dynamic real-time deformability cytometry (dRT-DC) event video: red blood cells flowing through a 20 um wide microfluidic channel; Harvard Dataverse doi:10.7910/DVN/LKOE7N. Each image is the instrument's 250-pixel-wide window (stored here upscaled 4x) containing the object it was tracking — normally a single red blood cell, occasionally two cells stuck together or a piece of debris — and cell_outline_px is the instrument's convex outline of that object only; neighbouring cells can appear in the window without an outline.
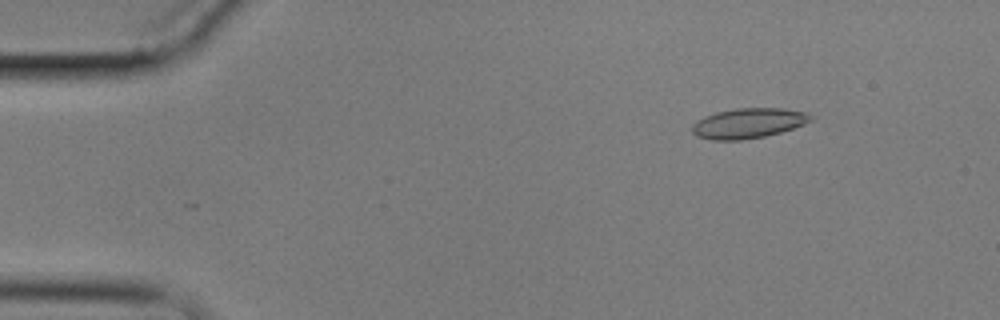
{"species": "common noctule bat (a hibernating species)", "species_latin": "Nyctalus noctula", "temperature_condition": "cold", "stored_images_in_passage": 4, "camera_frame_rate_fps": 3000, "um_per_image_px": 0.085, "animal": {"sex": "male", "body_mass_g": 17.9}, "frame": {"image": 1, "passage_image": 1, "time_ms": 0.0, "image_size_px": [1000, 320], "cell_outline_px": [[812, 120], [804, 124], [780, 132], [764, 136], [740, 140], [712, 140], [696, 136], [692, 132], [692, 124], [696, 120], [704, 116], [716, 112], [736, 108], [780, 108], [808, 112], [812, 116]], "centroid_in_image_um": [63.58, 10.47], "position_along_channel_um": 21.4, "area_um2": 20.81}}
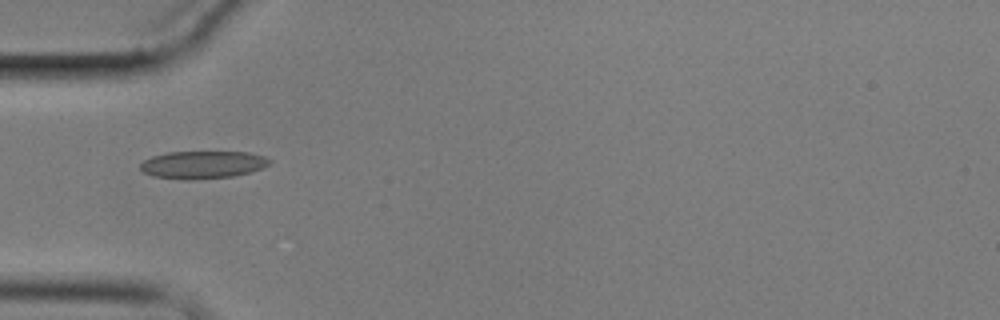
{"frame": {"image": 2, "passage_image": 4, "time_ms": 3.667, "image_size_px": [1000, 320], "cell_outline_px": [[272, 160], [264, 168], [252, 172], [232, 176], [188, 180], [184, 180], [152, 176], [144, 172], [140, 168], [140, 164], [144, 160], [152, 156], [168, 152], [248, 152], [264, 156]], "centroid_in_image_um": [17.24, 14.0], "position_along_channel_um": 67.8, "area_um2": 20.87}}